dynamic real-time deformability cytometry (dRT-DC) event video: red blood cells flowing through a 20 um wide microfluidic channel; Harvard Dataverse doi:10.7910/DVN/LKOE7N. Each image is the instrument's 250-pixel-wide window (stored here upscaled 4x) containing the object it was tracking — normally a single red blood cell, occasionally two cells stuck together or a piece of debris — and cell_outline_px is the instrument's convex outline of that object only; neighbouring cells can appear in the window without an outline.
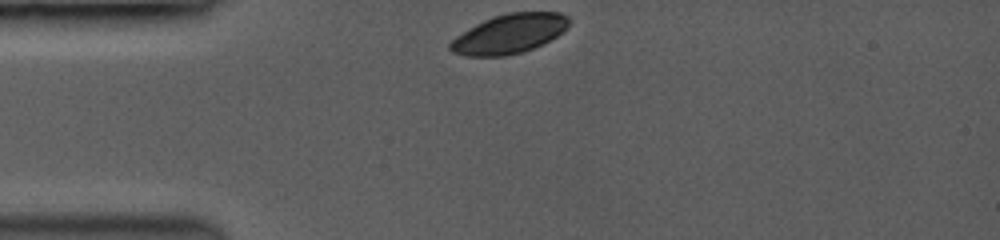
{"species": "common noctule bat (a hibernating species)", "species_latin": "Nyctalus noctula", "temperature_condition": "room temperature", "stored_images_in_passage": 34, "camera_frame_rate_fps": 3500, "um_per_image_px": 0.085, "animal": {"sex": "female", "body_mass_g": 19.0, "forearm_length_mm": 53.3}, "frame": {"image": 1, "passage_image": 1, "time_ms": 0.0, "image_size_px": [1000, 240], "cell_outline_px": [[568, 24], [556, 36], [532, 48], [520, 52], [504, 56], [468, 56], [452, 52], [448, 48], [448, 44], [456, 36], [476, 24], [492, 16], [508, 12], [560, 12], [568, 16]], "centroid_in_image_um": [43.24, 2.86], "position_along_channel_um": 41.8, "area_um2": 26.82}}
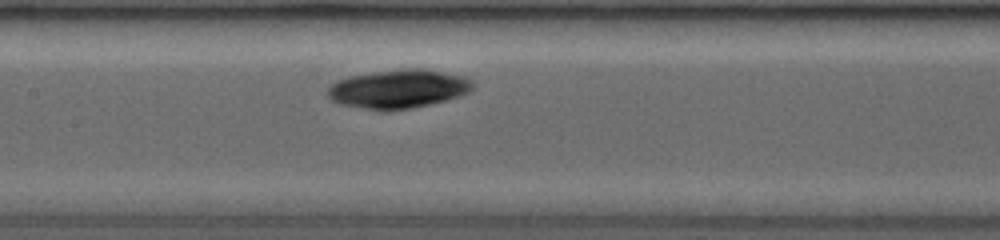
{"frame": {"image": 2, "passage_image": 18, "time_ms": 4.0, "image_size_px": [1000, 240], "cell_outline_px": [[472, 88], [468, 92], [444, 100], [408, 108], [368, 108], [344, 104], [332, 100], [328, 96], [328, 88], [332, 84], [348, 76], [400, 68], [420, 68], [464, 76], [472, 80]], "centroid_in_image_um": [33.87, 7.51], "position_along_channel_um": 173.5, "area_um2": 31.56}}
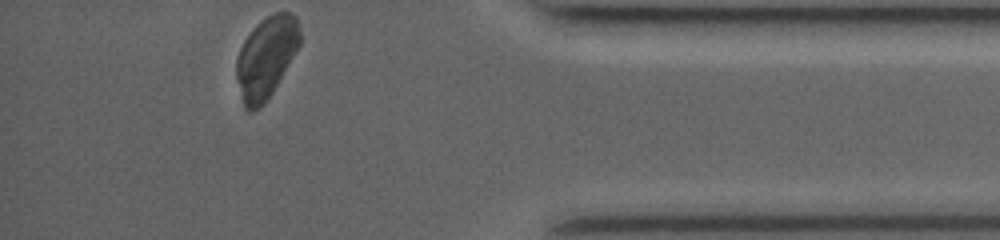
{"frame": {"image": 3, "passage_image": 34, "time_ms": 10.571, "image_size_px": [1000, 240], "cell_outline_px": [[300, 44], [272, 92], [264, 104], [260, 108], [252, 112], [248, 112], [244, 108], [236, 80], [236, 60], [240, 48], [244, 40], [268, 16], [276, 12], [288, 12], [296, 16], [300, 32]], "centroid_in_image_um": [22.6, 4.94], "position_along_channel_um": 412.6, "area_um2": 29.65}}